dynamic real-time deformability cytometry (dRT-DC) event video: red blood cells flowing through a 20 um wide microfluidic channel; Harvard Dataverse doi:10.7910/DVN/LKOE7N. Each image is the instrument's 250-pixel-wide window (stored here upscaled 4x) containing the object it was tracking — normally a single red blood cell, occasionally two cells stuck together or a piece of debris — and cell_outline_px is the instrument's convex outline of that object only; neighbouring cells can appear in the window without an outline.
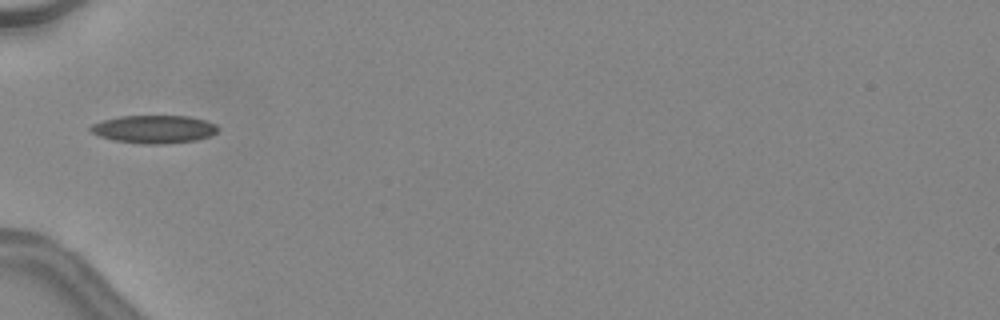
{"species": "common noctule bat (a hibernating species)", "species_latin": "Nyctalus noctula", "temperature_condition": "warm", "stored_images_in_passage": 6, "camera_frame_rate_fps": 3000, "um_per_image_px": 0.085, "animal": {"sex": "female", "body_mass_g": 24.6, "forearm_length_mm": 56.2}, "frame": {"image": 1, "passage_image": 1, "time_ms": 0.0, "image_size_px": [1000, 320], "cell_outline_px": [[220, 128], [212, 136], [196, 140], [164, 144], [144, 144], [112, 140], [100, 136], [92, 132], [88, 128], [92, 124], [104, 120], [120, 116], [188, 116], [204, 120], [216, 124]], "centroid_in_image_um": [13.12, 10.98], "position_along_channel_um": 71.9, "area_um2": 20.81}}